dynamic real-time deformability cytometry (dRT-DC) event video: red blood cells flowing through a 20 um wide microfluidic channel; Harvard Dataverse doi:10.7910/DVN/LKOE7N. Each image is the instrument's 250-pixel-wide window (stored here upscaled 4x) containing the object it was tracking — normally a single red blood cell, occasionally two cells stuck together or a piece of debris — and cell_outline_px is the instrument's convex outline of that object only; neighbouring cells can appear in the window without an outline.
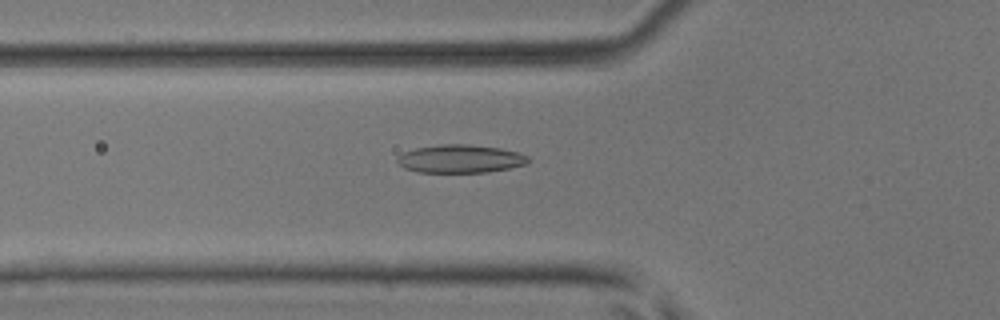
{"species": "common noctule bat (a hibernating species)", "species_latin": "Nyctalus noctula", "temperature_condition": "room temperature", "stored_images_in_passage": 33, "camera_frame_rate_fps": 3000, "um_per_image_px": 0.085, "animal": {"sex": "male", "body_mass_g": 17.9, "forearm_length_mm": 54.2}, "frame": {"image": 1, "passage_image": 2, "time_ms": 0.333, "image_size_px": [1000, 320], "cell_outline_px": [[532, 160], [524, 164], [508, 168], [488, 172], [416, 172], [404, 168], [396, 160], [396, 156], [404, 152], [416, 148], [444, 144], [468, 144], [500, 148], [516, 152], [528, 156]], "centroid_in_image_um": [39.11, 13.5], "position_along_channel_um": 86.7, "area_um2": 21.39}}
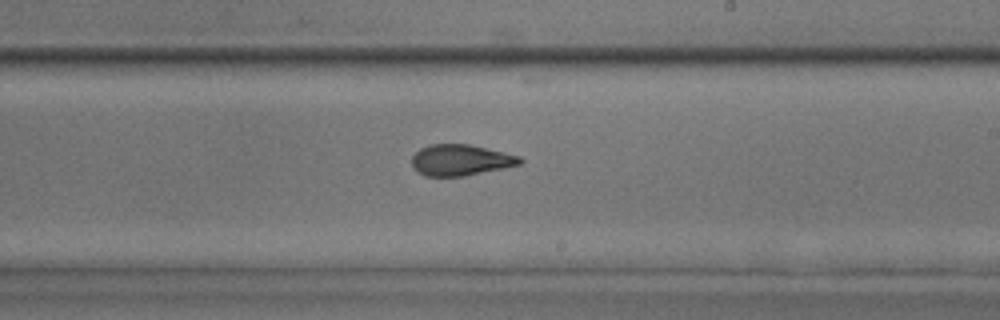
{"frame": {"image": 2, "passage_image": 14, "time_ms": 4.333, "image_size_px": [1000, 320], "cell_outline_px": [[524, 160], [520, 164], [504, 168], [464, 176], [424, 176], [416, 172], [412, 168], [412, 156], [420, 148], [428, 144], [468, 144], [504, 152], [520, 156]], "centroid_in_image_um": [39.12, 13.61], "position_along_channel_um": 249.9, "area_um2": 19.71}}
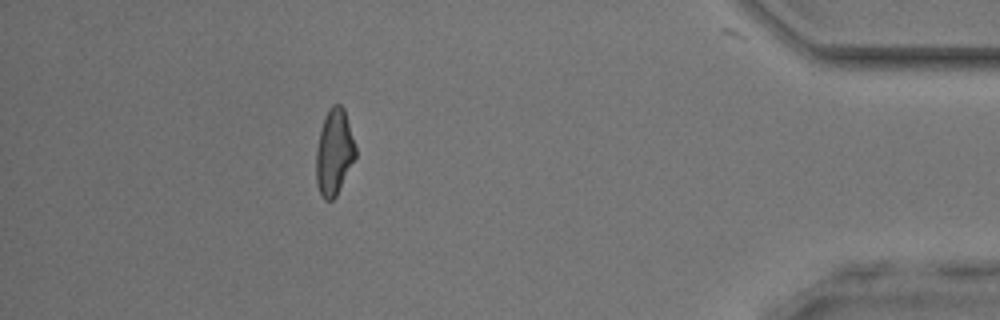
{"frame": {"image": 3, "passage_image": 29, "time_ms": 9.333, "image_size_px": [1000, 320], "cell_outline_px": [[356, 156], [336, 196], [332, 200], [324, 200], [320, 196], [316, 184], [316, 148], [324, 116], [332, 104], [340, 104], [344, 108], [356, 148]], "centroid_in_image_um": [28.39, 12.95], "position_along_channel_um": 406.8, "area_um2": 19.77}, "authors_computed_cell_mechanics": {"area_um2": 19.7676, "velocity_mm_per_s": 4.0841, "shape_relaxation_time_tau1_ms": 4.6569, "shape_relaxation_time_tau2_ms": 1.6468, "deformation_change_tau1": 0.1468, "deformation_change_tau2": 0.0912}}